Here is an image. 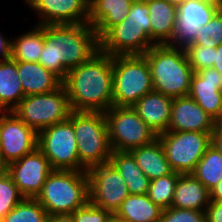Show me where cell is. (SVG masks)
<instances>
[{
  "mask_svg": "<svg viewBox=\"0 0 222 222\" xmlns=\"http://www.w3.org/2000/svg\"><path fill=\"white\" fill-rule=\"evenodd\" d=\"M210 191L191 173L180 174L171 207L206 212Z\"/></svg>",
  "mask_w": 222,
  "mask_h": 222,
  "instance_id": "cell-22",
  "label": "cell"
},
{
  "mask_svg": "<svg viewBox=\"0 0 222 222\" xmlns=\"http://www.w3.org/2000/svg\"><path fill=\"white\" fill-rule=\"evenodd\" d=\"M215 120L189 95L173 98L168 130L212 133Z\"/></svg>",
  "mask_w": 222,
  "mask_h": 222,
  "instance_id": "cell-18",
  "label": "cell"
},
{
  "mask_svg": "<svg viewBox=\"0 0 222 222\" xmlns=\"http://www.w3.org/2000/svg\"><path fill=\"white\" fill-rule=\"evenodd\" d=\"M149 15L150 11L146 1L134 0L126 18H128L130 24L150 25Z\"/></svg>",
  "mask_w": 222,
  "mask_h": 222,
  "instance_id": "cell-37",
  "label": "cell"
},
{
  "mask_svg": "<svg viewBox=\"0 0 222 222\" xmlns=\"http://www.w3.org/2000/svg\"><path fill=\"white\" fill-rule=\"evenodd\" d=\"M134 0H89L88 23L95 29L99 40L129 13Z\"/></svg>",
  "mask_w": 222,
  "mask_h": 222,
  "instance_id": "cell-20",
  "label": "cell"
},
{
  "mask_svg": "<svg viewBox=\"0 0 222 222\" xmlns=\"http://www.w3.org/2000/svg\"><path fill=\"white\" fill-rule=\"evenodd\" d=\"M48 213L35 198H24L1 222H46Z\"/></svg>",
  "mask_w": 222,
  "mask_h": 222,
  "instance_id": "cell-31",
  "label": "cell"
},
{
  "mask_svg": "<svg viewBox=\"0 0 222 222\" xmlns=\"http://www.w3.org/2000/svg\"><path fill=\"white\" fill-rule=\"evenodd\" d=\"M159 222H207V218L202 211L170 207L163 209Z\"/></svg>",
  "mask_w": 222,
  "mask_h": 222,
  "instance_id": "cell-35",
  "label": "cell"
},
{
  "mask_svg": "<svg viewBox=\"0 0 222 222\" xmlns=\"http://www.w3.org/2000/svg\"><path fill=\"white\" fill-rule=\"evenodd\" d=\"M25 97L17 70V61L0 60V111H13Z\"/></svg>",
  "mask_w": 222,
  "mask_h": 222,
  "instance_id": "cell-24",
  "label": "cell"
},
{
  "mask_svg": "<svg viewBox=\"0 0 222 222\" xmlns=\"http://www.w3.org/2000/svg\"><path fill=\"white\" fill-rule=\"evenodd\" d=\"M169 4H173L175 6L181 5L185 0H165Z\"/></svg>",
  "mask_w": 222,
  "mask_h": 222,
  "instance_id": "cell-45",
  "label": "cell"
},
{
  "mask_svg": "<svg viewBox=\"0 0 222 222\" xmlns=\"http://www.w3.org/2000/svg\"><path fill=\"white\" fill-rule=\"evenodd\" d=\"M37 148L53 170L87 171L80 163L73 124L66 120L38 132Z\"/></svg>",
  "mask_w": 222,
  "mask_h": 222,
  "instance_id": "cell-10",
  "label": "cell"
},
{
  "mask_svg": "<svg viewBox=\"0 0 222 222\" xmlns=\"http://www.w3.org/2000/svg\"><path fill=\"white\" fill-rule=\"evenodd\" d=\"M206 1H211V2L217 3L218 5L222 6V0H206Z\"/></svg>",
  "mask_w": 222,
  "mask_h": 222,
  "instance_id": "cell-46",
  "label": "cell"
},
{
  "mask_svg": "<svg viewBox=\"0 0 222 222\" xmlns=\"http://www.w3.org/2000/svg\"><path fill=\"white\" fill-rule=\"evenodd\" d=\"M109 162L121 174L129 194L142 195L148 193L150 179L139 168L131 152L112 151Z\"/></svg>",
  "mask_w": 222,
  "mask_h": 222,
  "instance_id": "cell-26",
  "label": "cell"
},
{
  "mask_svg": "<svg viewBox=\"0 0 222 222\" xmlns=\"http://www.w3.org/2000/svg\"><path fill=\"white\" fill-rule=\"evenodd\" d=\"M137 165L150 180L172 174V170L163 146L157 138L152 143L134 148L130 151Z\"/></svg>",
  "mask_w": 222,
  "mask_h": 222,
  "instance_id": "cell-25",
  "label": "cell"
},
{
  "mask_svg": "<svg viewBox=\"0 0 222 222\" xmlns=\"http://www.w3.org/2000/svg\"><path fill=\"white\" fill-rule=\"evenodd\" d=\"M125 18L113 26L100 40L102 53L117 55H144L155 44L151 40L150 25H135Z\"/></svg>",
  "mask_w": 222,
  "mask_h": 222,
  "instance_id": "cell-13",
  "label": "cell"
},
{
  "mask_svg": "<svg viewBox=\"0 0 222 222\" xmlns=\"http://www.w3.org/2000/svg\"><path fill=\"white\" fill-rule=\"evenodd\" d=\"M5 170L24 198H36L53 171L49 160L38 148L10 163Z\"/></svg>",
  "mask_w": 222,
  "mask_h": 222,
  "instance_id": "cell-15",
  "label": "cell"
},
{
  "mask_svg": "<svg viewBox=\"0 0 222 222\" xmlns=\"http://www.w3.org/2000/svg\"><path fill=\"white\" fill-rule=\"evenodd\" d=\"M5 170V167L0 163V174Z\"/></svg>",
  "mask_w": 222,
  "mask_h": 222,
  "instance_id": "cell-47",
  "label": "cell"
},
{
  "mask_svg": "<svg viewBox=\"0 0 222 222\" xmlns=\"http://www.w3.org/2000/svg\"><path fill=\"white\" fill-rule=\"evenodd\" d=\"M105 222H129V221L118 216L116 213H111Z\"/></svg>",
  "mask_w": 222,
  "mask_h": 222,
  "instance_id": "cell-44",
  "label": "cell"
},
{
  "mask_svg": "<svg viewBox=\"0 0 222 222\" xmlns=\"http://www.w3.org/2000/svg\"><path fill=\"white\" fill-rule=\"evenodd\" d=\"M191 174L211 191L222 180L221 152L211 144Z\"/></svg>",
  "mask_w": 222,
  "mask_h": 222,
  "instance_id": "cell-29",
  "label": "cell"
},
{
  "mask_svg": "<svg viewBox=\"0 0 222 222\" xmlns=\"http://www.w3.org/2000/svg\"><path fill=\"white\" fill-rule=\"evenodd\" d=\"M144 56L150 68L154 91L171 98L189 95L194 72L184 48L154 45Z\"/></svg>",
  "mask_w": 222,
  "mask_h": 222,
  "instance_id": "cell-3",
  "label": "cell"
},
{
  "mask_svg": "<svg viewBox=\"0 0 222 222\" xmlns=\"http://www.w3.org/2000/svg\"><path fill=\"white\" fill-rule=\"evenodd\" d=\"M38 133L13 111H0V163L7 167L37 148Z\"/></svg>",
  "mask_w": 222,
  "mask_h": 222,
  "instance_id": "cell-12",
  "label": "cell"
},
{
  "mask_svg": "<svg viewBox=\"0 0 222 222\" xmlns=\"http://www.w3.org/2000/svg\"><path fill=\"white\" fill-rule=\"evenodd\" d=\"M212 145L222 154V120L216 121L211 135Z\"/></svg>",
  "mask_w": 222,
  "mask_h": 222,
  "instance_id": "cell-39",
  "label": "cell"
},
{
  "mask_svg": "<svg viewBox=\"0 0 222 222\" xmlns=\"http://www.w3.org/2000/svg\"><path fill=\"white\" fill-rule=\"evenodd\" d=\"M104 114L112 151L130 152L158 137L132 107L112 106Z\"/></svg>",
  "mask_w": 222,
  "mask_h": 222,
  "instance_id": "cell-8",
  "label": "cell"
},
{
  "mask_svg": "<svg viewBox=\"0 0 222 222\" xmlns=\"http://www.w3.org/2000/svg\"><path fill=\"white\" fill-rule=\"evenodd\" d=\"M0 54L2 59L10 57V41L5 39L0 33Z\"/></svg>",
  "mask_w": 222,
  "mask_h": 222,
  "instance_id": "cell-41",
  "label": "cell"
},
{
  "mask_svg": "<svg viewBox=\"0 0 222 222\" xmlns=\"http://www.w3.org/2000/svg\"><path fill=\"white\" fill-rule=\"evenodd\" d=\"M113 106L132 107L153 91L152 77L144 55L112 56Z\"/></svg>",
  "mask_w": 222,
  "mask_h": 222,
  "instance_id": "cell-6",
  "label": "cell"
},
{
  "mask_svg": "<svg viewBox=\"0 0 222 222\" xmlns=\"http://www.w3.org/2000/svg\"><path fill=\"white\" fill-rule=\"evenodd\" d=\"M68 120L73 124L79 163L86 170L108 163L112 149L105 114L72 110Z\"/></svg>",
  "mask_w": 222,
  "mask_h": 222,
  "instance_id": "cell-5",
  "label": "cell"
},
{
  "mask_svg": "<svg viewBox=\"0 0 222 222\" xmlns=\"http://www.w3.org/2000/svg\"><path fill=\"white\" fill-rule=\"evenodd\" d=\"M173 98L151 91L140 98L132 108L157 134L167 132Z\"/></svg>",
  "mask_w": 222,
  "mask_h": 222,
  "instance_id": "cell-19",
  "label": "cell"
},
{
  "mask_svg": "<svg viewBox=\"0 0 222 222\" xmlns=\"http://www.w3.org/2000/svg\"><path fill=\"white\" fill-rule=\"evenodd\" d=\"M89 201L110 213H116L121 203L130 195L121 174L110 162L87 170Z\"/></svg>",
  "mask_w": 222,
  "mask_h": 222,
  "instance_id": "cell-11",
  "label": "cell"
},
{
  "mask_svg": "<svg viewBox=\"0 0 222 222\" xmlns=\"http://www.w3.org/2000/svg\"><path fill=\"white\" fill-rule=\"evenodd\" d=\"M163 209L154 204L148 194H130L116 211V214L129 222H159Z\"/></svg>",
  "mask_w": 222,
  "mask_h": 222,
  "instance_id": "cell-27",
  "label": "cell"
},
{
  "mask_svg": "<svg viewBox=\"0 0 222 222\" xmlns=\"http://www.w3.org/2000/svg\"><path fill=\"white\" fill-rule=\"evenodd\" d=\"M205 213L207 222H222V202L210 201Z\"/></svg>",
  "mask_w": 222,
  "mask_h": 222,
  "instance_id": "cell-38",
  "label": "cell"
},
{
  "mask_svg": "<svg viewBox=\"0 0 222 222\" xmlns=\"http://www.w3.org/2000/svg\"><path fill=\"white\" fill-rule=\"evenodd\" d=\"M222 43V7L213 18L203 27L199 28L197 38L193 44L216 48Z\"/></svg>",
  "mask_w": 222,
  "mask_h": 222,
  "instance_id": "cell-33",
  "label": "cell"
},
{
  "mask_svg": "<svg viewBox=\"0 0 222 222\" xmlns=\"http://www.w3.org/2000/svg\"><path fill=\"white\" fill-rule=\"evenodd\" d=\"M189 96L215 121L222 120V75L215 68L193 73Z\"/></svg>",
  "mask_w": 222,
  "mask_h": 222,
  "instance_id": "cell-17",
  "label": "cell"
},
{
  "mask_svg": "<svg viewBox=\"0 0 222 222\" xmlns=\"http://www.w3.org/2000/svg\"><path fill=\"white\" fill-rule=\"evenodd\" d=\"M42 20L38 25L88 23L89 0H25Z\"/></svg>",
  "mask_w": 222,
  "mask_h": 222,
  "instance_id": "cell-16",
  "label": "cell"
},
{
  "mask_svg": "<svg viewBox=\"0 0 222 222\" xmlns=\"http://www.w3.org/2000/svg\"><path fill=\"white\" fill-rule=\"evenodd\" d=\"M210 201L222 202V180L210 191Z\"/></svg>",
  "mask_w": 222,
  "mask_h": 222,
  "instance_id": "cell-43",
  "label": "cell"
},
{
  "mask_svg": "<svg viewBox=\"0 0 222 222\" xmlns=\"http://www.w3.org/2000/svg\"><path fill=\"white\" fill-rule=\"evenodd\" d=\"M23 199L10 174L4 170L0 174V220Z\"/></svg>",
  "mask_w": 222,
  "mask_h": 222,
  "instance_id": "cell-32",
  "label": "cell"
},
{
  "mask_svg": "<svg viewBox=\"0 0 222 222\" xmlns=\"http://www.w3.org/2000/svg\"><path fill=\"white\" fill-rule=\"evenodd\" d=\"M73 111L105 113L113 106L112 56L99 51L63 80Z\"/></svg>",
  "mask_w": 222,
  "mask_h": 222,
  "instance_id": "cell-2",
  "label": "cell"
},
{
  "mask_svg": "<svg viewBox=\"0 0 222 222\" xmlns=\"http://www.w3.org/2000/svg\"><path fill=\"white\" fill-rule=\"evenodd\" d=\"M72 109L62 84L55 91L25 96L13 113L37 133L69 119Z\"/></svg>",
  "mask_w": 222,
  "mask_h": 222,
  "instance_id": "cell-7",
  "label": "cell"
},
{
  "mask_svg": "<svg viewBox=\"0 0 222 222\" xmlns=\"http://www.w3.org/2000/svg\"><path fill=\"white\" fill-rule=\"evenodd\" d=\"M150 15L151 40L155 45L166 44L178 18V8L165 0H146Z\"/></svg>",
  "mask_w": 222,
  "mask_h": 222,
  "instance_id": "cell-23",
  "label": "cell"
},
{
  "mask_svg": "<svg viewBox=\"0 0 222 222\" xmlns=\"http://www.w3.org/2000/svg\"><path fill=\"white\" fill-rule=\"evenodd\" d=\"M99 51V38L89 23L44 25L39 63L63 81L69 70L89 61Z\"/></svg>",
  "mask_w": 222,
  "mask_h": 222,
  "instance_id": "cell-1",
  "label": "cell"
},
{
  "mask_svg": "<svg viewBox=\"0 0 222 222\" xmlns=\"http://www.w3.org/2000/svg\"><path fill=\"white\" fill-rule=\"evenodd\" d=\"M111 213L90 201L72 213L75 222H105Z\"/></svg>",
  "mask_w": 222,
  "mask_h": 222,
  "instance_id": "cell-36",
  "label": "cell"
},
{
  "mask_svg": "<svg viewBox=\"0 0 222 222\" xmlns=\"http://www.w3.org/2000/svg\"><path fill=\"white\" fill-rule=\"evenodd\" d=\"M221 7L217 3L206 0H185L177 7L176 25L170 40L165 45L185 49L193 44L199 28L206 25Z\"/></svg>",
  "mask_w": 222,
  "mask_h": 222,
  "instance_id": "cell-14",
  "label": "cell"
},
{
  "mask_svg": "<svg viewBox=\"0 0 222 222\" xmlns=\"http://www.w3.org/2000/svg\"><path fill=\"white\" fill-rule=\"evenodd\" d=\"M17 70L25 96L55 91L63 82L39 62L17 61Z\"/></svg>",
  "mask_w": 222,
  "mask_h": 222,
  "instance_id": "cell-21",
  "label": "cell"
},
{
  "mask_svg": "<svg viewBox=\"0 0 222 222\" xmlns=\"http://www.w3.org/2000/svg\"><path fill=\"white\" fill-rule=\"evenodd\" d=\"M212 133L196 131H167L158 135L167 160L174 172L192 173L207 148L212 144Z\"/></svg>",
  "mask_w": 222,
  "mask_h": 222,
  "instance_id": "cell-9",
  "label": "cell"
},
{
  "mask_svg": "<svg viewBox=\"0 0 222 222\" xmlns=\"http://www.w3.org/2000/svg\"><path fill=\"white\" fill-rule=\"evenodd\" d=\"M180 173L173 172L172 174L162 176L150 180L148 190L149 199L162 209H167L172 206L176 183Z\"/></svg>",
  "mask_w": 222,
  "mask_h": 222,
  "instance_id": "cell-30",
  "label": "cell"
},
{
  "mask_svg": "<svg viewBox=\"0 0 222 222\" xmlns=\"http://www.w3.org/2000/svg\"><path fill=\"white\" fill-rule=\"evenodd\" d=\"M46 222H75L72 214L48 215Z\"/></svg>",
  "mask_w": 222,
  "mask_h": 222,
  "instance_id": "cell-40",
  "label": "cell"
},
{
  "mask_svg": "<svg viewBox=\"0 0 222 222\" xmlns=\"http://www.w3.org/2000/svg\"><path fill=\"white\" fill-rule=\"evenodd\" d=\"M44 47V25H38L32 31L15 40H10V57L15 61L39 62Z\"/></svg>",
  "mask_w": 222,
  "mask_h": 222,
  "instance_id": "cell-28",
  "label": "cell"
},
{
  "mask_svg": "<svg viewBox=\"0 0 222 222\" xmlns=\"http://www.w3.org/2000/svg\"><path fill=\"white\" fill-rule=\"evenodd\" d=\"M35 199L48 215L72 214L89 201L87 171L53 170Z\"/></svg>",
  "mask_w": 222,
  "mask_h": 222,
  "instance_id": "cell-4",
  "label": "cell"
},
{
  "mask_svg": "<svg viewBox=\"0 0 222 222\" xmlns=\"http://www.w3.org/2000/svg\"><path fill=\"white\" fill-rule=\"evenodd\" d=\"M214 60L213 68L222 75V43L215 48Z\"/></svg>",
  "mask_w": 222,
  "mask_h": 222,
  "instance_id": "cell-42",
  "label": "cell"
},
{
  "mask_svg": "<svg viewBox=\"0 0 222 222\" xmlns=\"http://www.w3.org/2000/svg\"><path fill=\"white\" fill-rule=\"evenodd\" d=\"M185 52L193 72L213 67L215 48L201 45H188Z\"/></svg>",
  "mask_w": 222,
  "mask_h": 222,
  "instance_id": "cell-34",
  "label": "cell"
}]
</instances>
